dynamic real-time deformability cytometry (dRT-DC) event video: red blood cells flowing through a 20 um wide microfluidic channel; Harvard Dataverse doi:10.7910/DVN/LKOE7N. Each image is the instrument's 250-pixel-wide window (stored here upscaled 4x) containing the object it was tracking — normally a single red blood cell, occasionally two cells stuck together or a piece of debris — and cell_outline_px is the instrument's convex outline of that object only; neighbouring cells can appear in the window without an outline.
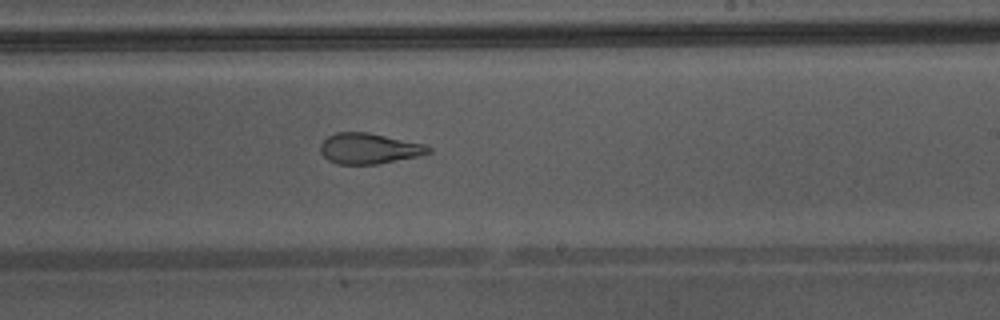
{"species": "Egyptian fruit bat (a non-hibernating species)", "species_latin": "Rousettus aegyptiacus", "temperature_condition": "warm", "stored_images_in_passage": 34, "camera_frame_rate_fps": 3000, "um_per_image_px": 0.085, "animal": {"sex": "male"}, "frame": {"image": 1, "passage_image": 20, "time_ms": 6.333, "image_size_px": [1000, 320], "cell_outline_px": [[432, 152], [416, 156], [376, 164], [336, 164], [328, 160], [320, 152], [320, 144], [328, 136], [336, 132], [368, 132], [424, 144], [432, 148]], "centroid_in_image_um": [31.33, 12.62], "position_along_channel_um": 257.7, "area_um2": 19.19}}